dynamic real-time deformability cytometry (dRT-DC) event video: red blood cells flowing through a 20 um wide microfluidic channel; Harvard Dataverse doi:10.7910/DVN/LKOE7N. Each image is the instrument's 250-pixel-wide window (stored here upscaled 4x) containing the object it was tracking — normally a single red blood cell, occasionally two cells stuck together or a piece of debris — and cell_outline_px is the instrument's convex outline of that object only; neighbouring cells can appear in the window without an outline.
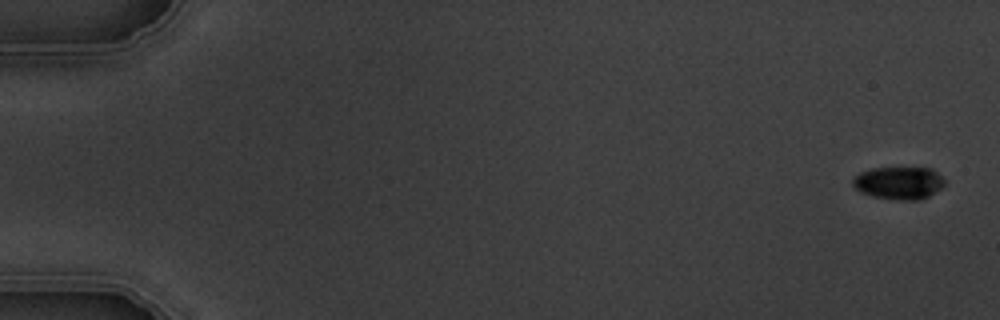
{"species": "common noctule bat (a hibernating species)", "species_latin": "Nyctalus noctula", "temperature_condition": "warm", "stored_images_in_passage": 5, "camera_frame_rate_fps": 3000, "um_per_image_px": 0.085, "animal": {"sex": "male", "body_mass_g": 19.5, "forearm_length_mm": 54.6}, "frame": {"image": 1, "passage_image": 1, "time_ms": 0.0, "image_size_px": [1000, 320], "cell_outline_px": [[944, 184], [940, 188], [928, 196], [920, 200], [900, 200], [872, 196], [860, 192], [852, 184], [852, 180], [860, 172], [872, 168], [932, 168], [944, 180]], "centroid_in_image_um": [76.38, 15.55], "position_along_channel_um": 8.6, "area_um2": 17.28}}
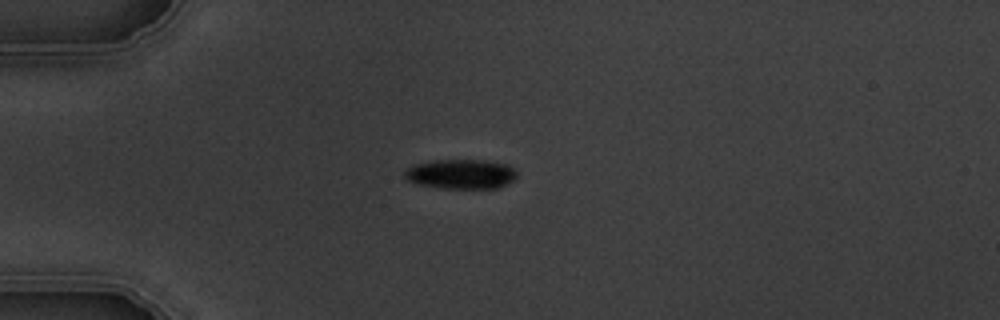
{"frame": {"image": 2, "passage_image": 5, "time_ms": 4.667, "image_size_px": [1000, 320], "cell_outline_px": [[516, 176], [512, 180], [500, 188], [440, 188], [420, 184], [408, 180], [404, 176], [404, 172], [408, 168], [416, 164], [432, 160], [484, 160], [508, 164], [516, 172]], "centroid_in_image_um": [39.19, 14.79], "position_along_channel_um": 45.8, "area_um2": 19.25}}